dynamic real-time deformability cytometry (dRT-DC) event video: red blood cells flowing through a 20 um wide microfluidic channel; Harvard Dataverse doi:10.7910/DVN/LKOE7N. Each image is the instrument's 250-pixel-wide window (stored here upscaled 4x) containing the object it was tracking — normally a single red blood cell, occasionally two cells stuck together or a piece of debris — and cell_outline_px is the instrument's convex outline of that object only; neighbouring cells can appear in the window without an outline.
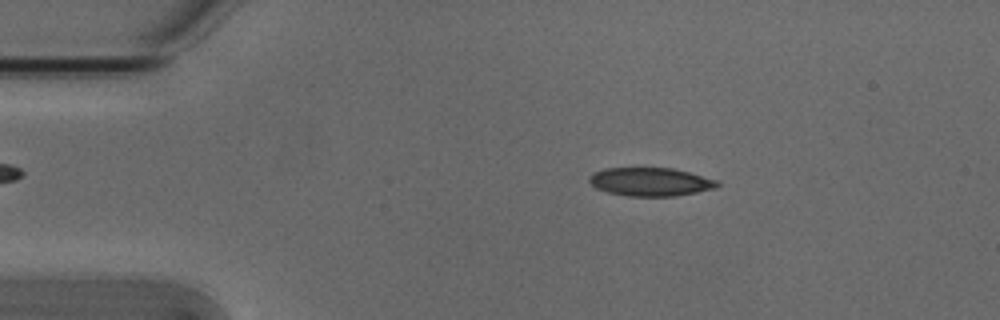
{"species": "Egyptian fruit bat (a non-hibernating species)", "species_latin": "Rousettus aegyptiacus", "temperature_condition": "cold", "stored_images_in_passage": 44, "camera_frame_rate_fps": 3000, "um_per_image_px": 0.085, "animal": {"sex": "male"}, "frame": {"image": 1, "passage_image": 3, "time_ms": 0.667, "image_size_px": [1000, 320], "cell_outline_px": [[720, 184], [716, 188], [676, 196], [628, 196], [608, 192], [596, 188], [588, 180], [588, 176], [592, 172], [604, 168], [672, 168], [720, 180]], "centroid_in_image_um": [55.29, 15.45], "position_along_channel_um": 29.7, "area_um2": 21.33}}
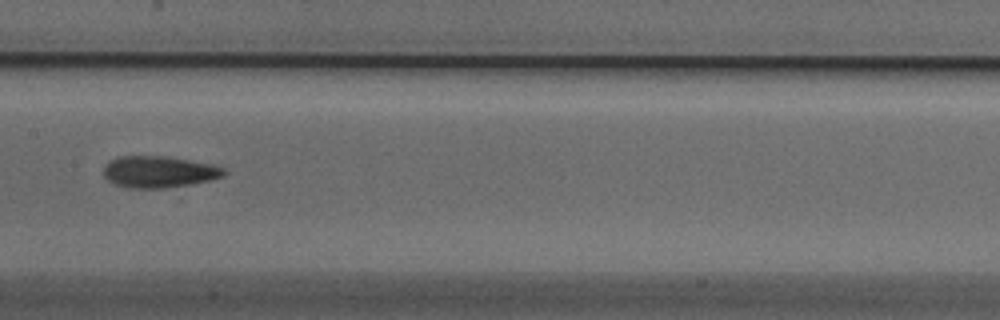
{"frame": {"image": 2, "passage_image": 20, "time_ms": 6.333, "image_size_px": [1000, 320], "cell_outline_px": [[228, 172], [224, 176], [208, 180], [188, 184], [164, 188], [128, 188], [116, 184], [108, 180], [104, 176], [104, 168], [112, 160], [120, 156], [164, 156], [216, 164], [224, 168]], "centroid_in_image_um": [13.56, 14.6], "position_along_channel_um": 193.8, "area_um2": 22.02}}
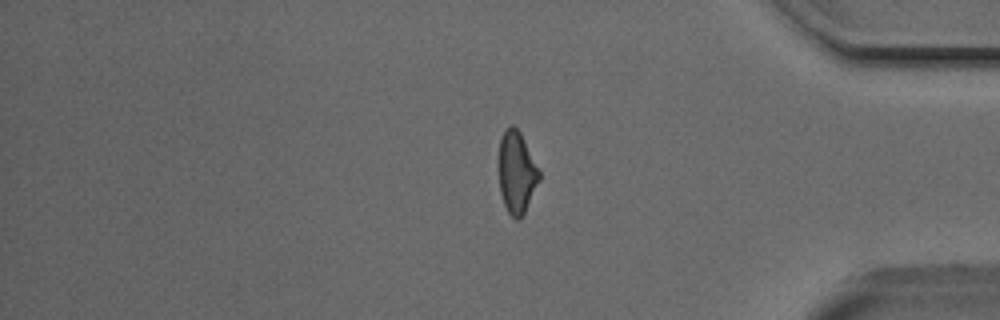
{"frame": {"image": 3, "passage_image": 38, "time_ms": 12.333, "image_size_px": [1000, 320], "cell_outline_px": [[540, 180], [520, 220], [516, 220], [508, 212], [504, 204], [500, 192], [500, 140], [504, 132], [512, 124], [520, 132], [540, 172]], "centroid_in_image_um": [43.93, 14.69], "position_along_channel_um": 391.3, "area_um2": 18.79}, "authors_computed_cell_mechanics": {"area_um2": 21.4727, "velocity_mm_per_s": 3.8177, "shape_relaxation_time_tau1_ms": null, "shape_relaxation_time_tau2_ms": 4.4993, "deformation_change_tau1": null, "deformation_change_tau2": 0.117}}